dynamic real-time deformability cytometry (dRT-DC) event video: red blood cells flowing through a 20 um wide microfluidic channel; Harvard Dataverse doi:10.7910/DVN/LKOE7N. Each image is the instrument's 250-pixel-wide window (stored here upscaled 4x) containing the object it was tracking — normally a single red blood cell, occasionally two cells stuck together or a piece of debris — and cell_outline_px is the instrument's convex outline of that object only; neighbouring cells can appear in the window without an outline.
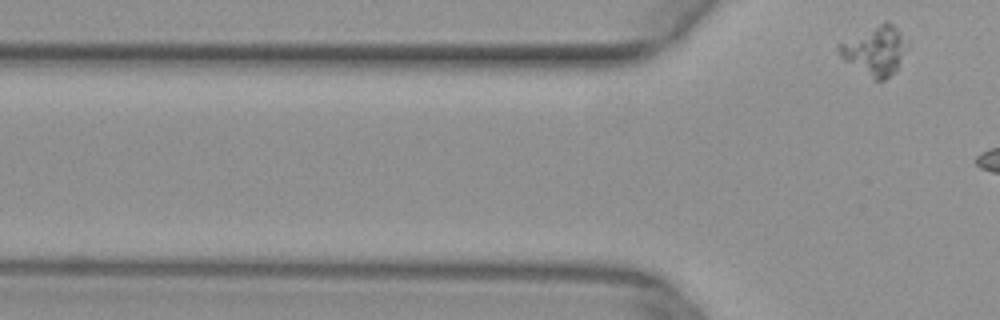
{"species": "common noctule bat (a hibernating species)", "species_latin": "Nyctalus noctula", "temperature_condition": "warm", "stored_images_in_passage": 3, "camera_frame_rate_fps": 3000, "um_per_image_px": 0.085, "animal": {"sex": "female", "body_mass_g": 29.2, "forearm_length_mm": 56.3}, "frame": {"image": 1, "passage_image": 3, "time_ms": 0.667, "image_size_px": [1000, 320], "cell_outline_px": [[912, 44], [896, 72], [884, 80], [872, 80], [840, 56], [836, 48], [836, 44], [880, 24], [892, 24]], "centroid_in_image_um": [74.45, 4.35], "position_along_channel_um": 51.4, "area_um2": 19.65}}